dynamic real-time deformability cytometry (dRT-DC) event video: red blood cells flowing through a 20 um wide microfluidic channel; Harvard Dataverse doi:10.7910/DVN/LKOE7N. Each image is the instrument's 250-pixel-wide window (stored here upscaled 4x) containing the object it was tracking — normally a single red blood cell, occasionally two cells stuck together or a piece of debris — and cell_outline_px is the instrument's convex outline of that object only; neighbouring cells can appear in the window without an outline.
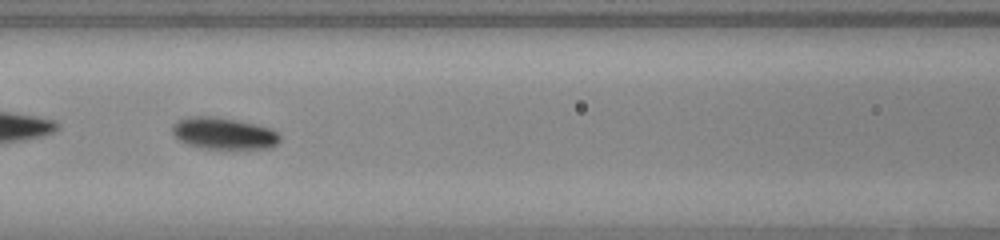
{"species": "common noctule bat (a hibernating species)", "species_latin": "Nyctalus noctula", "temperature_condition": "warm", "stored_images_in_passage": 54, "camera_frame_rate_fps": 3000, "um_per_image_px": 0.085, "animal": {"sex": "female", "body_mass_g": 23.0, "forearm_length_mm": 53.4}, "frame": {"image": 1, "passage_image": 24, "time_ms": 7.667, "image_size_px": [1000, 240], "cell_outline_px": [[280, 140], [272, 148], [204, 148], [188, 144], [180, 140], [172, 132], [172, 124], [176, 120], [188, 116], [216, 116], [256, 124], [272, 128], [280, 136]], "centroid_in_image_um": [19.01, 11.32], "position_along_channel_um": 147.6, "area_um2": 19.88}}
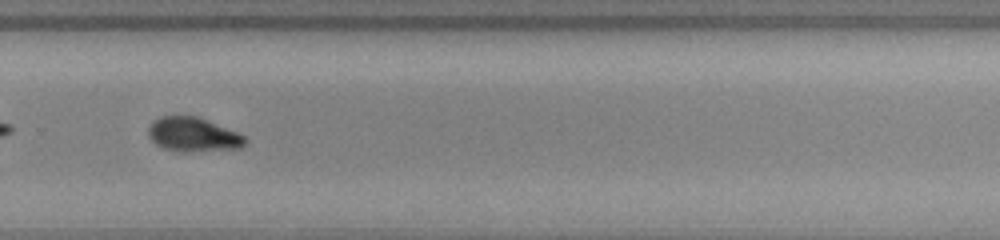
{"frame": {"image": 2, "passage_image": 37, "time_ms": 12.0, "image_size_px": [1000, 240], "cell_outline_px": [[248, 140], [240, 148], [164, 148], [156, 144], [148, 136], [148, 128], [152, 120], [160, 116], [196, 116], [236, 132], [244, 136]], "centroid_in_image_um": [16.36, 11.36], "position_along_channel_um": 313.4, "area_um2": 17.98}}
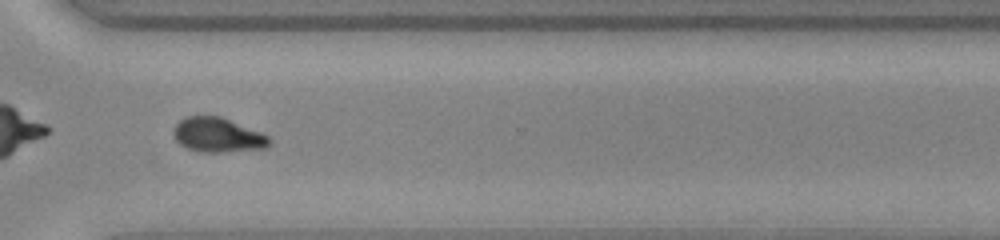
{"frame": {"image": 3, "passage_image": 40, "time_ms": 13.0, "image_size_px": [1000, 240], "cell_outline_px": [[272, 140], [268, 148], [220, 152], [200, 152], [188, 148], [180, 144], [176, 140], [172, 132], [176, 124], [180, 120], [188, 116], [220, 116], [260, 132], [268, 136]], "centroid_in_image_um": [18.51, 11.48], "position_along_channel_um": 352.1, "area_um2": 19.19}}